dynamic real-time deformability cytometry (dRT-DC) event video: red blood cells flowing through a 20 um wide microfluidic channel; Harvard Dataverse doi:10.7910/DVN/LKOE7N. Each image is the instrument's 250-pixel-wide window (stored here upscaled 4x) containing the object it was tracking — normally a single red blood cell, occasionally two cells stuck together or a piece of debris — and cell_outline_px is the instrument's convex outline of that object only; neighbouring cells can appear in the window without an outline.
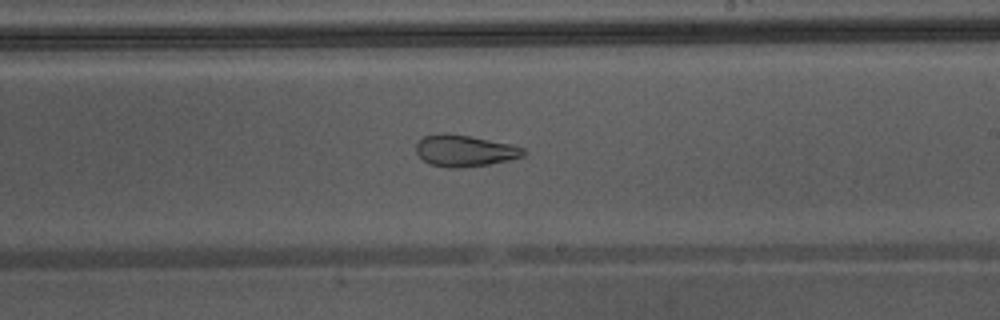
{"species": "Egyptian fruit bat (a non-hibernating species)", "species_latin": "Rousettus aegyptiacus", "temperature_condition": "warm", "stored_images_in_passage": 42, "camera_frame_rate_fps": 3000, "um_per_image_px": 0.085, "animal": {"sex": "male"}, "frame": {"image": 1, "passage_image": 24, "time_ms": 7.667, "image_size_px": [1000, 320], "cell_outline_px": [[528, 152], [524, 156], [508, 160], [488, 164], [460, 168], [448, 168], [428, 164], [416, 152], [416, 144], [424, 136], [444, 132], [448, 132], [472, 136], [512, 144], [524, 148]], "centroid_in_image_um": [39.51, 12.8], "position_along_channel_um": 249.5, "area_um2": 20.0}}
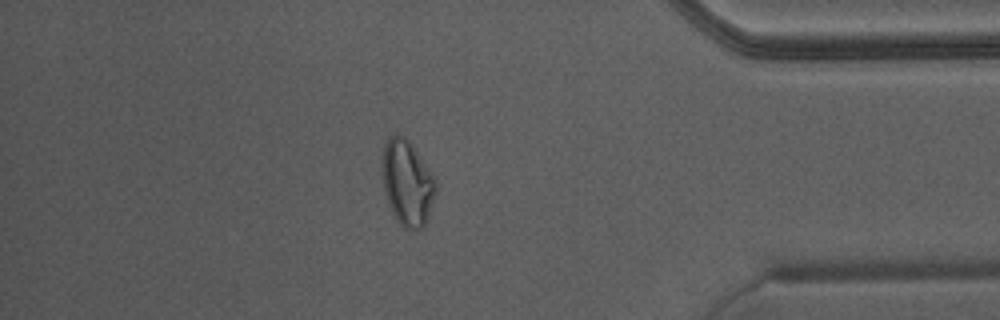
{"frame": {"image": 2, "passage_image": 36, "time_ms": 11.667, "image_size_px": [1000, 320], "cell_outline_px": [[440, 188], [428, 220], [424, 228], [416, 232], [404, 228], [396, 220], [392, 212], [384, 188], [384, 144], [388, 136], [404, 136], [408, 140], [436, 176]], "centroid_in_image_um": [34.73, 15.63], "position_along_channel_um": 400.5, "area_um2": 27.17}, "authors_computed_cell_mechanics": {"area_um2": 26.588, "velocity_mm_per_s": 4.4296, "shape_relaxation_time_tau1_ms": null, "shape_relaxation_time_tau2_ms": 1.2253, "deformation_change_tau1": null, "deformation_change_tau2": 0.0937}}